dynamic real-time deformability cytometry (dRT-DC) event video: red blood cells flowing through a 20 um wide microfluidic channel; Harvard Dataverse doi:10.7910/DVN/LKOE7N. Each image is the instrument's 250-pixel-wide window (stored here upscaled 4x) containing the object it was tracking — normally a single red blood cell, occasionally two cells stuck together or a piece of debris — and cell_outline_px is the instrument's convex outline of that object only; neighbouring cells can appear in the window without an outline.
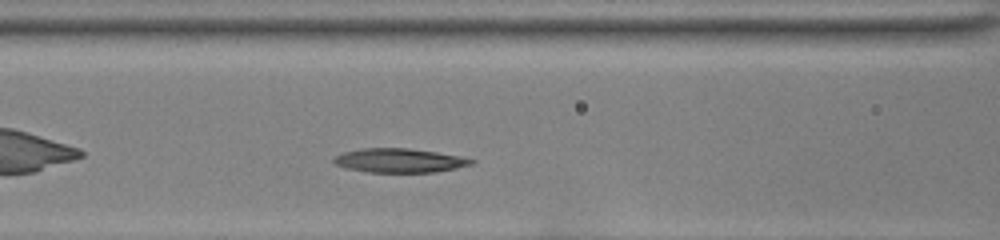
{"species": "common noctule bat (a hibernating species)", "species_latin": "Nyctalus noctula", "temperature_condition": "room temperature", "stored_images_in_passage": 33, "camera_frame_rate_fps": 3000, "um_per_image_px": 0.085, "animal": {"sex": "female", "body_mass_g": 22.0, "forearm_length_mm": 56.7}, "frame": {"image": 1, "passage_image": 9, "time_ms": 2.667, "image_size_px": [1000, 240], "cell_outline_px": [[476, 160], [468, 164], [452, 168], [432, 172], [368, 172], [348, 168], [336, 164], [332, 160], [336, 156], [344, 152], [364, 148], [408, 148], [436, 152]], "centroid_in_image_um": [33.87, 13.63], "position_along_channel_um": 132.7, "area_um2": 18.67}}
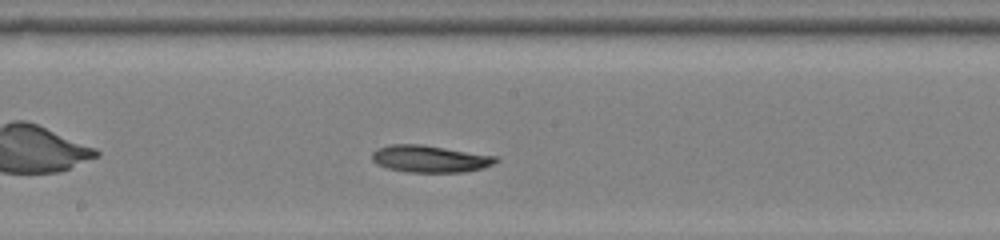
{"frame": {"image": 2, "passage_image": 15, "time_ms": 4.667, "image_size_px": [1000, 240], "cell_outline_px": [[500, 160], [484, 168], [464, 172], [408, 172], [388, 168], [376, 164], [372, 160], [372, 152], [376, 148], [392, 144], [420, 144], [496, 156]], "centroid_in_image_um": [36.53, 13.5], "position_along_channel_um": 211.7, "area_um2": 19.48}}
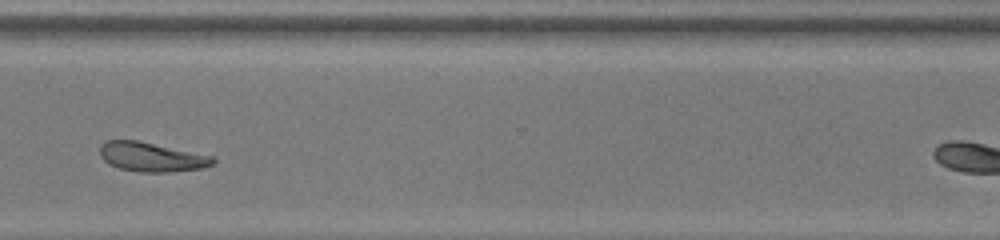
{"frame": {"image": 3, "passage_image": 26, "time_ms": 8.333, "image_size_px": [1000, 240], "cell_outline_px": [[216, 160], [212, 164], [200, 168], [168, 172], [140, 172], [120, 168], [104, 160], [100, 152], [100, 148], [108, 140], [136, 140], [212, 156]], "centroid_in_image_um": [12.89, 13.34], "position_along_channel_um": 357.7, "area_um2": 18.73}, "authors_computed_cell_mechanics": {"area_um2": 19.1318, "velocity_mm_per_s": 3.9682, "shape_relaxation_time_tau1_ms": 9.4966, "shape_relaxation_time_tau2_ms": null, "deformation_change_tau1": 0.2292, "deformation_change_tau2": null}}